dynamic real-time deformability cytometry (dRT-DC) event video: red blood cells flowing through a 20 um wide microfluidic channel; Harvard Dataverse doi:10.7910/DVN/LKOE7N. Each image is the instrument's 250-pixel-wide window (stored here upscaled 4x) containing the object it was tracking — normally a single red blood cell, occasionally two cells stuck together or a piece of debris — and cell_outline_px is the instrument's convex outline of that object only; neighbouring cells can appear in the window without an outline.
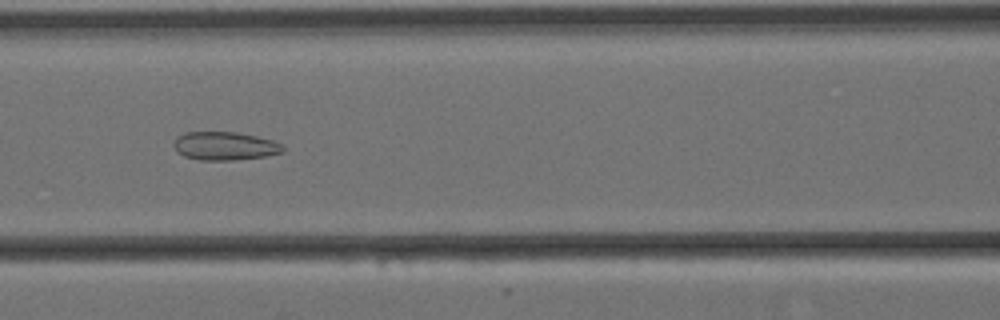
{"species": "Egyptian fruit bat (a non-hibernating species)", "species_latin": "Rousettus aegyptiacus", "temperature_condition": "cold", "stored_images_in_passage": 9, "camera_frame_rate_fps": 3000, "um_per_image_px": 0.085, "animal": {"sex": "female"}, "frame": {"image": 1, "passage_image": 7, "time_ms": 2.0, "image_size_px": [1000, 320], "cell_outline_px": [[284, 152], [268, 156], [236, 160], [200, 160], [184, 156], [176, 152], [172, 144], [176, 136], [184, 132], [236, 132], [256, 136], [272, 140], [280, 144], [284, 148]], "centroid_in_image_um": [19.07, 12.41], "position_along_channel_um": 147.5, "area_um2": 18.26}}
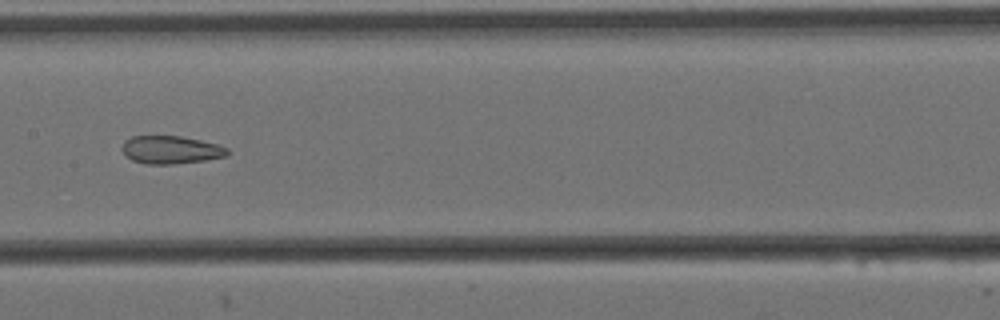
{"frame": {"image": 2, "passage_image": 8, "time_ms": 2.333, "image_size_px": [1000, 320], "cell_outline_px": [[228, 152], [224, 156], [204, 160], [172, 164], [144, 164], [132, 160], [124, 156], [120, 148], [124, 140], [132, 136], [180, 136], [200, 140], [216, 144], [228, 148]], "centroid_in_image_um": [14.43, 12.73], "position_along_channel_um": 193.0, "area_um2": 17.17}}
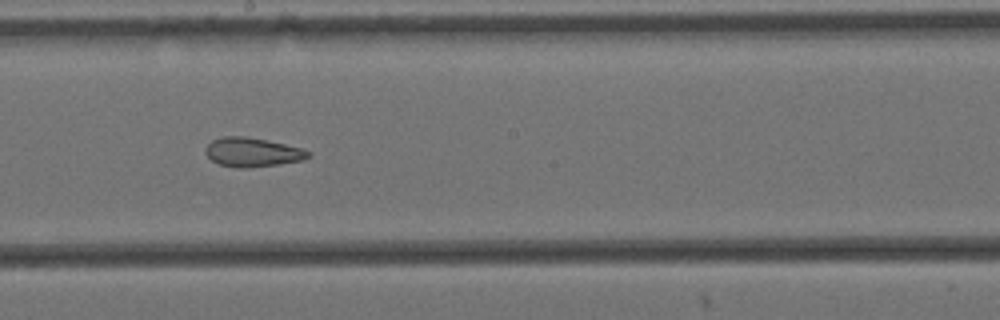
{"frame": {"image": 3, "passage_image": 9, "time_ms": 2.667, "image_size_px": [1000, 320], "cell_outline_px": [[312, 156], [304, 160], [280, 164], [248, 168], [236, 168], [220, 164], [212, 160], [204, 152], [204, 148], [212, 140], [224, 136], [248, 136], [304, 148], [312, 152]], "centroid_in_image_um": [21.5, 12.94], "position_along_channel_um": 226.7, "area_um2": 17.74}}